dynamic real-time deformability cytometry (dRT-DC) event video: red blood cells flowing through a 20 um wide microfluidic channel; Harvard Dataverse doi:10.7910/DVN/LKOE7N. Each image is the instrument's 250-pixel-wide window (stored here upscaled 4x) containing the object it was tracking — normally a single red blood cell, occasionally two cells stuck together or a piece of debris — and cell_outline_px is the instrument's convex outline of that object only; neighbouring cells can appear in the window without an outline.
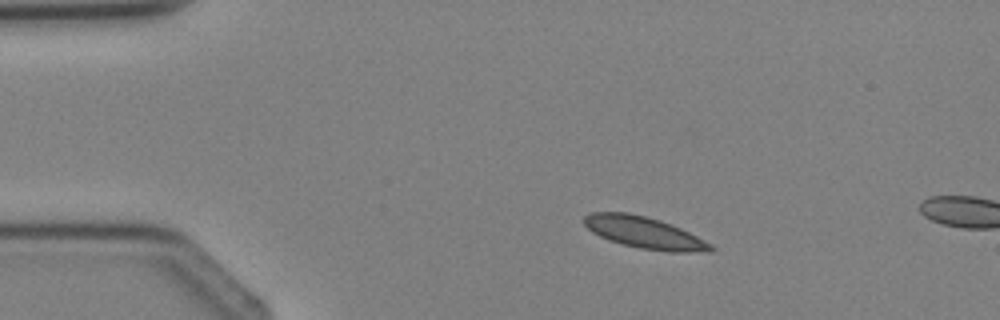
{"species": "Egyptian fruit bat (a non-hibernating species)", "species_latin": "Rousettus aegyptiacus", "temperature_condition": "cold", "stored_images_in_passage": 2, "camera_frame_rate_fps": 3000, "um_per_image_px": 0.085, "animal": {"sex": "female"}, "frame": {"image": 1, "passage_image": 1, "time_ms": 0.0, "image_size_px": [1000, 320], "cell_outline_px": [[716, 248], [712, 252], [668, 252], [640, 248], [608, 240], [592, 232], [584, 224], [584, 216], [592, 212], [628, 212], [660, 220], [672, 224], [712, 244]], "centroid_in_image_um": [54.79, 19.78], "position_along_channel_um": 30.2, "area_um2": 23.35}}